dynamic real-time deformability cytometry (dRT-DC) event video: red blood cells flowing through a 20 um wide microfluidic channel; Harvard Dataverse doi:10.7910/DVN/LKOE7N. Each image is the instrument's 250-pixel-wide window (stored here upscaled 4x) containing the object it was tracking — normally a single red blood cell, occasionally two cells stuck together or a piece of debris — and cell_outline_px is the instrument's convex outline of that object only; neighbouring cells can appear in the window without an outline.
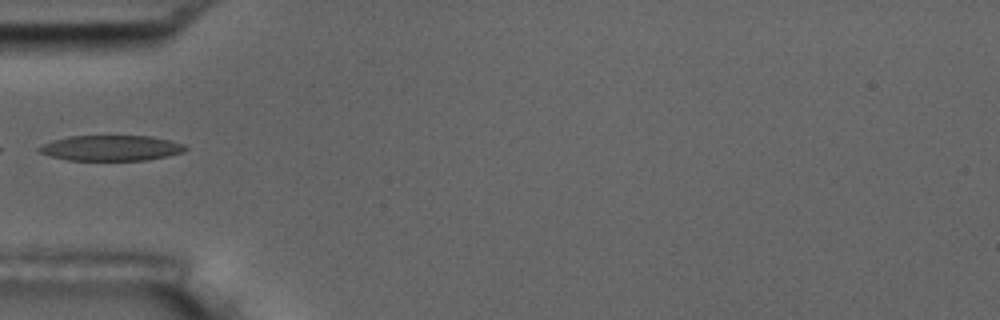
{"species": "common noctule bat (a hibernating species)", "species_latin": "Nyctalus noctula", "temperature_condition": "room temperature", "stored_images_in_passage": 9, "camera_frame_rate_fps": 3000, "um_per_image_px": 0.085, "animal": {"sex": "male", "body_mass_g": 17.5, "forearm_length_mm": 52.3}, "frame": {"image": 1, "passage_image": 3, "time_ms": 0.667, "image_size_px": [1000, 320], "cell_outline_px": [[188, 148], [184, 152], [148, 160], [68, 160], [52, 156], [40, 152], [36, 148], [52, 140], [68, 136], [152, 136], [184, 144]], "centroid_in_image_um": [9.46, 12.58], "position_along_channel_um": 75.5, "area_um2": 21.62}}
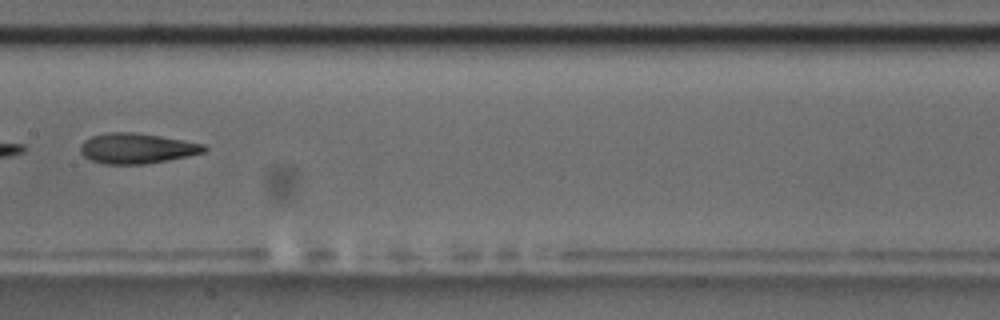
{"frame": {"image": 2, "passage_image": 6, "time_ms": 1.667, "image_size_px": [1000, 320], "cell_outline_px": [[208, 148], [204, 152], [188, 156], [144, 164], [104, 164], [92, 160], [84, 156], [80, 152], [80, 144], [84, 140], [92, 136], [108, 132], [136, 132], [184, 140], [204, 144]], "centroid_in_image_um": [11.62, 12.6], "position_along_channel_um": 195.8, "area_um2": 21.85}}
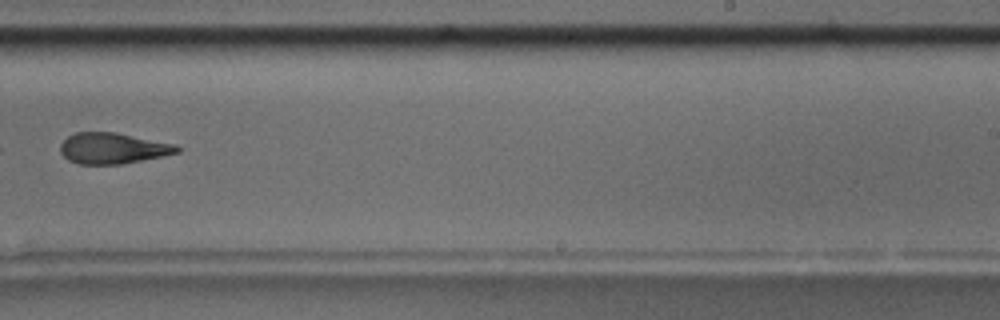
{"frame": {"image": 3, "passage_image": 8, "time_ms": 2.333, "image_size_px": [1000, 320], "cell_outline_px": [[180, 152], [120, 164], [80, 164], [68, 160], [60, 152], [60, 144], [68, 136], [76, 132], [116, 132], [176, 144], [180, 148]], "centroid_in_image_um": [9.57, 12.59], "position_along_channel_um": 279.4, "area_um2": 20.92}}